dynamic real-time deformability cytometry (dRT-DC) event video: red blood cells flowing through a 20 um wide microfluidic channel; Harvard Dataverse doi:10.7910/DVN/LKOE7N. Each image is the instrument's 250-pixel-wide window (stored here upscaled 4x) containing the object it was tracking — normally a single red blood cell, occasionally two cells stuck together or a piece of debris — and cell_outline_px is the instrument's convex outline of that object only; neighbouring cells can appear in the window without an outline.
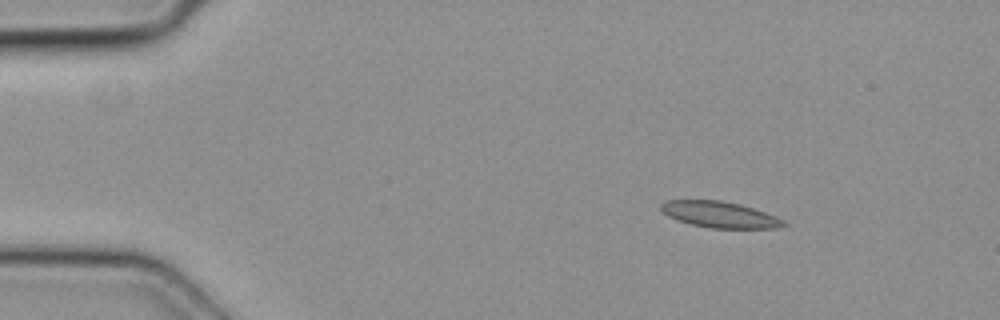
{"species": "common noctule bat (a hibernating species)", "species_latin": "Nyctalus noctula", "temperature_condition": "cold", "stored_images_in_passage": 3, "camera_frame_rate_fps": 3000, "um_per_image_px": 0.085, "animal": {"sex": "female", "body_mass_g": 19.3, "forearm_length_mm": 54.1}, "frame": {"image": 1, "passage_image": 1, "time_ms": 0.0, "image_size_px": [1000, 320], "cell_outline_px": [[788, 224], [776, 228], [712, 228], [692, 224], [668, 216], [660, 208], [660, 204], [668, 200], [720, 200], [740, 204], [776, 216], [784, 220]], "centroid_in_image_um": [61.2, 18.23], "position_along_channel_um": 23.8, "area_um2": 18.44}}